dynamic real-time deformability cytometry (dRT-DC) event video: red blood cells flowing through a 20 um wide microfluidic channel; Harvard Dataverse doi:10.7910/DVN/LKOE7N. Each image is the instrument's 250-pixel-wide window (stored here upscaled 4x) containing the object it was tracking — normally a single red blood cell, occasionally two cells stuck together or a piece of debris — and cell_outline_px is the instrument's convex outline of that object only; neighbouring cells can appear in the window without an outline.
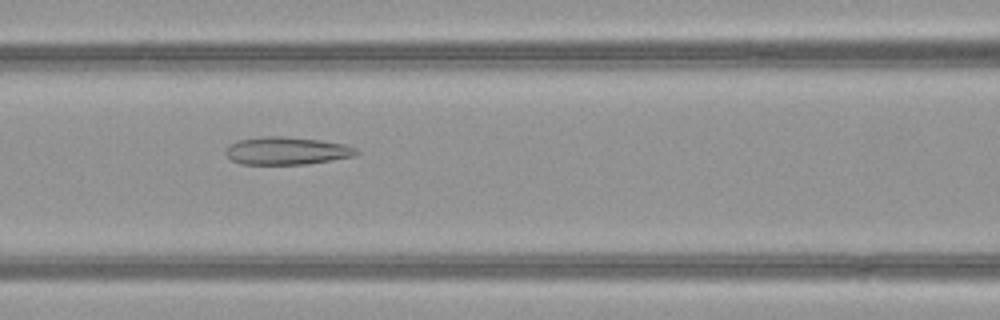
{"species": "common noctule bat (a hibernating species)", "species_latin": "Nyctalus noctula", "temperature_condition": "warm", "stored_images_in_passage": 51, "camera_frame_rate_fps": 3000, "um_per_image_px": 0.085, "animal": {"sex": "female", "body_mass_g": 21.9}, "frame": {"image": 1, "passage_image": 22, "time_ms": 7.0, "image_size_px": [1000, 320], "cell_outline_px": [[360, 152], [356, 156], [308, 164], [240, 164], [232, 160], [224, 152], [228, 144], [240, 140], [260, 136], [280, 136], [320, 140], [344, 144], [356, 148]], "centroid_in_image_um": [24.37, 12.82], "position_along_channel_um": 142.2, "area_um2": 21.21}}
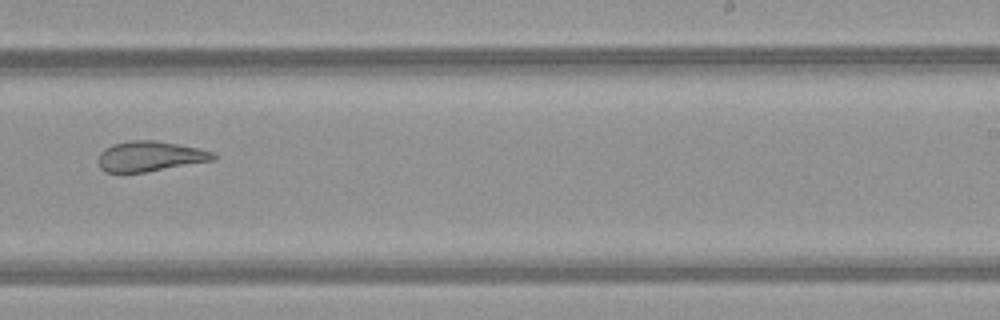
{"frame": {"image": 2, "passage_image": 32, "time_ms": 10.333, "image_size_px": [1000, 320], "cell_outline_px": [[216, 160], [144, 172], [104, 172], [100, 168], [100, 152], [104, 148], [112, 144], [128, 140], [152, 140], [200, 148], [216, 152]], "centroid_in_image_um": [12.78, 13.28], "position_along_channel_um": 276.2, "area_um2": 20.23}}
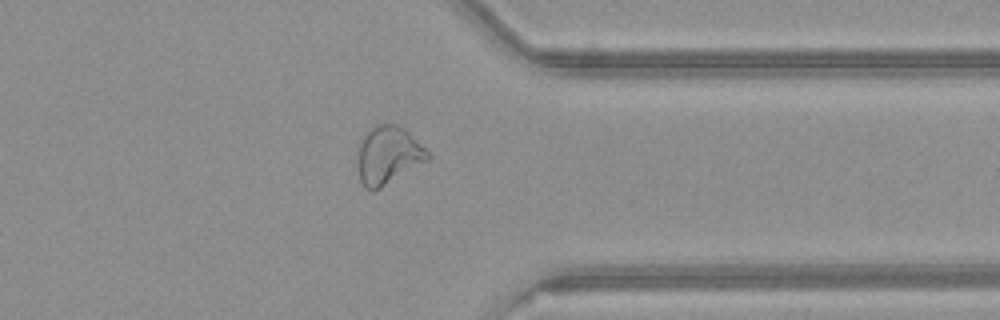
{"frame": {"image": 3, "passage_image": 40, "time_ms": 13.0, "image_size_px": [1000, 320], "cell_outline_px": [[432, 156], [428, 160], [380, 188], [372, 192], [364, 188], [360, 180], [356, 160], [356, 152], [360, 140], [364, 132], [376, 124], [396, 124], [404, 128]], "centroid_in_image_um": [32.92, 13.19], "position_along_channel_um": 378.5, "area_um2": 23.93}, "authors_computed_cell_mechanics": {"area_um2": 26.4146, "velocity_mm_per_s": 4.0317, "shape_relaxation_time_tau1_ms": null, "shape_relaxation_time_tau2_ms": 2.1668, "deformation_change_tau1": null, "deformation_change_tau2": 0.1073}}